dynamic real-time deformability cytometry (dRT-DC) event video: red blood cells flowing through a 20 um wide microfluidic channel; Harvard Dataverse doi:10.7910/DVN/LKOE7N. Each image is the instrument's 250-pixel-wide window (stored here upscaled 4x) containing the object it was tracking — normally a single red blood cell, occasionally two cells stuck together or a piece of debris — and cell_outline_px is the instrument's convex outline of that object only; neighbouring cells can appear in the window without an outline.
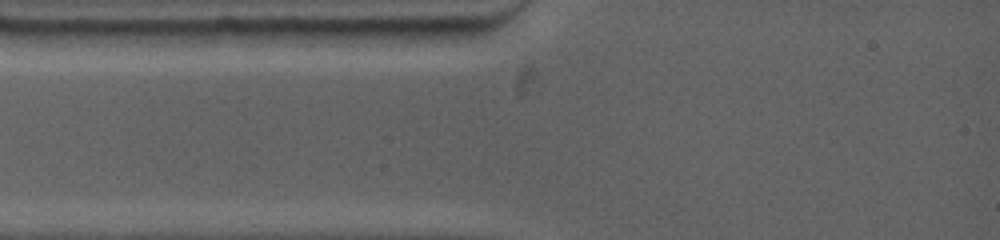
{"species": "common noctule bat (a hibernating species)", "species_latin": "Nyctalus noctula", "temperature_condition": "warm", "stored_images_in_passage": 1, "camera_frame_rate_fps": 4500, "um_per_image_px": 0.085, "animal": {"sex": "female", "body_mass_g": 19.0, "forearm_length_mm": 53.3}, "frame": {"image": 1, "passage_image": 1, "time_ms": 0.0, "image_size_px": [1000, 240], "cell_outline_px": [[472, 36], [468, 44], [416, 48], [388, 48], [380, 44], [376, 40], [368, 28], [472, 28]], "centroid_in_image_um": [35.81, 3.15], "position_along_channel_um": 49.2, "area_um2": 12.95}}